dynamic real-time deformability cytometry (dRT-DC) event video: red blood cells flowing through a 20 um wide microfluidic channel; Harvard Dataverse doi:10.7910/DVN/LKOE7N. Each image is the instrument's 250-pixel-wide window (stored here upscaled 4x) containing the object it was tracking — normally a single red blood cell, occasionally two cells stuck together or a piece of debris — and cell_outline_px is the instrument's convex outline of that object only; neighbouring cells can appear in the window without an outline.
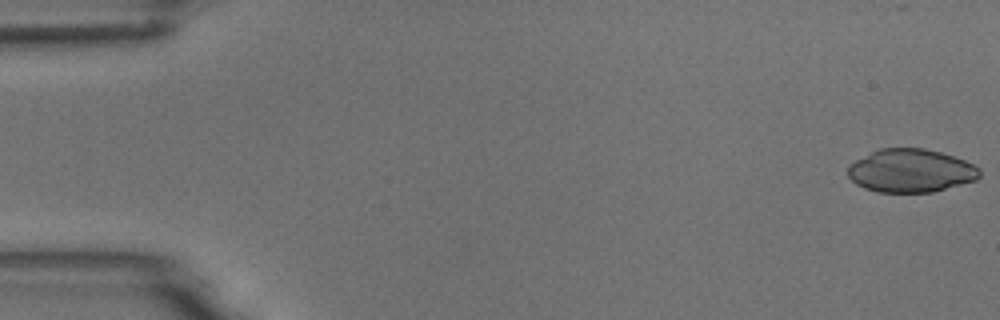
{"species": "common noctule bat (a hibernating species)", "species_latin": "Nyctalus noctula", "temperature_condition": "room temperature", "stored_images_in_passage": 54, "camera_frame_rate_fps": 3000, "um_per_image_px": 0.085, "animal": {"sex": "male", "body_mass_g": 18.8}, "frame": {"image": 1, "passage_image": 1, "time_ms": 0.0, "image_size_px": [1000, 320], "cell_outline_px": [[980, 176], [976, 180], [932, 192], [880, 192], [864, 188], [856, 184], [848, 176], [848, 164], [880, 148], [924, 148], [940, 152], [964, 160], [980, 168]], "centroid_in_image_um": [77.41, 14.51], "position_along_channel_um": 7.6, "area_um2": 33.06}}